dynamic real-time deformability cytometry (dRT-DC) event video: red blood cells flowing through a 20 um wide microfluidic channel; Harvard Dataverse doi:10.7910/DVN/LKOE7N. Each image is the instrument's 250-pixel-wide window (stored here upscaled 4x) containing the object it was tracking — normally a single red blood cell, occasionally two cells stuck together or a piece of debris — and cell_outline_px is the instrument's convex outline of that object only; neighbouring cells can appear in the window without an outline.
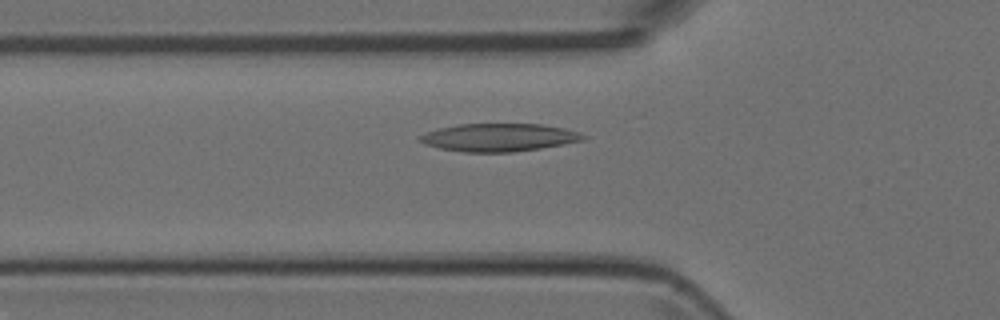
{"species": "Egyptian fruit bat (a non-hibernating species)", "species_latin": "Rousettus aegyptiacus", "temperature_condition": "room temperature", "stored_images_in_passage": 22, "camera_frame_rate_fps": 3000, "um_per_image_px": 0.085, "animal": {"sex": "female"}, "frame": {"image": 1, "passage_image": 9, "time_ms": 2.667, "image_size_px": [1000, 320], "cell_outline_px": [[588, 136], [584, 140], [564, 144], [540, 148], [512, 152], [464, 152], [440, 148], [424, 144], [420, 140], [420, 136], [428, 132], [440, 128], [456, 124], [540, 124], [564, 128], [580, 132]], "centroid_in_image_um": [42.46, 11.68], "position_along_channel_um": 83.3, "area_um2": 26.41}}
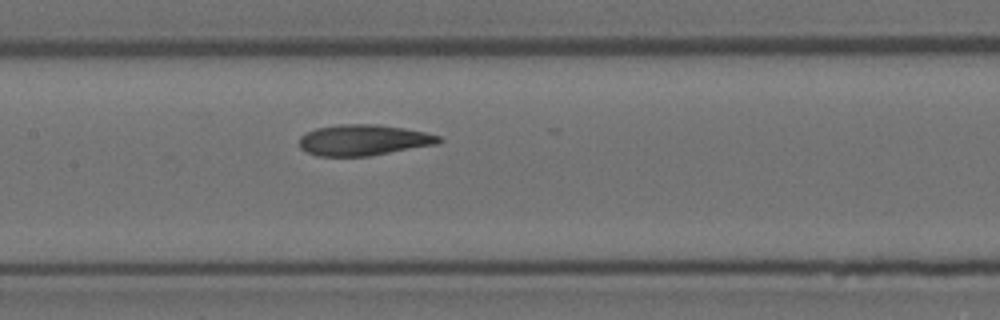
{"frame": {"image": 2, "passage_image": 16, "time_ms": 5.0, "image_size_px": [1000, 320], "cell_outline_px": [[444, 140], [436, 144], [368, 156], [316, 156], [300, 148], [300, 136], [316, 128], [340, 124], [376, 124], [404, 128], [424, 132], [440, 136]], "centroid_in_image_um": [30.89, 11.9], "position_along_channel_um": 176.5, "area_um2": 24.97}}
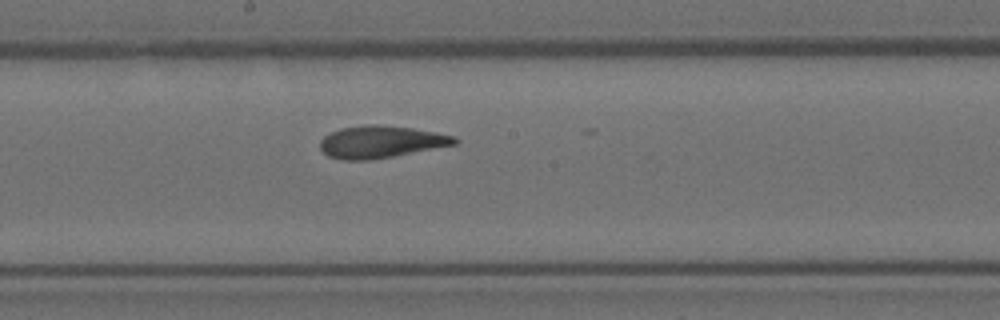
{"frame": {"image": 3, "passage_image": 19, "time_ms": 6.0, "image_size_px": [1000, 320], "cell_outline_px": [[460, 140], [456, 144], [372, 160], [344, 160], [328, 156], [320, 148], [320, 140], [324, 136], [340, 128], [368, 124], [376, 124], [412, 128], [436, 132], [456, 136]], "centroid_in_image_um": [32.38, 12.05], "position_along_channel_um": 215.8, "area_um2": 25.2}}